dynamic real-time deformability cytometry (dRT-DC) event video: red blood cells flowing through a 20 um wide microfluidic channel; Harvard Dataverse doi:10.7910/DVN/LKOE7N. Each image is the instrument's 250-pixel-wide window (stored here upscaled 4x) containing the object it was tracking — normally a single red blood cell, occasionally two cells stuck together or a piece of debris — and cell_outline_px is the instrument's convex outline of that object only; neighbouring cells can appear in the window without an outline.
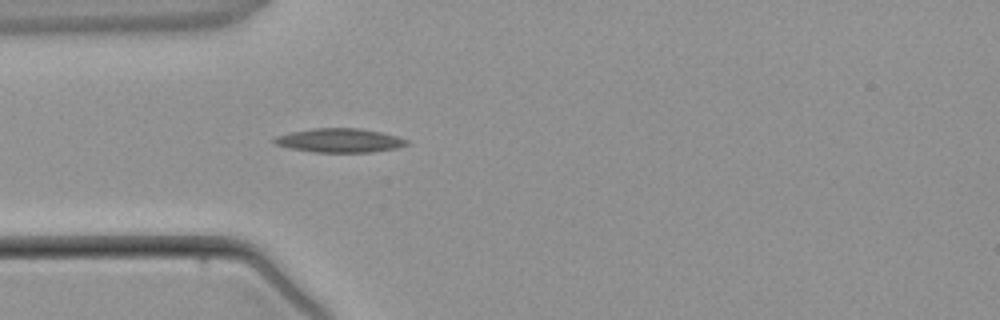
{"species": "common noctule bat (a hibernating species)", "species_latin": "Nyctalus noctula", "temperature_condition": "warm", "stored_images_in_passage": 3, "camera_frame_rate_fps": 3000, "um_per_image_px": 0.085, "animal": {"sex": "male", "body_mass_g": 21.5, "forearm_length_mm": 52.0}, "frame": {"image": 1, "passage_image": 3, "time_ms": 2.333, "image_size_px": [1000, 320], "cell_outline_px": [[408, 144], [396, 148], [372, 152], [312, 152], [292, 148], [276, 144], [272, 140], [276, 136], [292, 132], [312, 128], [360, 128], [380, 132], [396, 136], [408, 140]], "centroid_in_image_um": [28.87, 11.93], "position_along_channel_um": 56.1, "area_um2": 18.32}}